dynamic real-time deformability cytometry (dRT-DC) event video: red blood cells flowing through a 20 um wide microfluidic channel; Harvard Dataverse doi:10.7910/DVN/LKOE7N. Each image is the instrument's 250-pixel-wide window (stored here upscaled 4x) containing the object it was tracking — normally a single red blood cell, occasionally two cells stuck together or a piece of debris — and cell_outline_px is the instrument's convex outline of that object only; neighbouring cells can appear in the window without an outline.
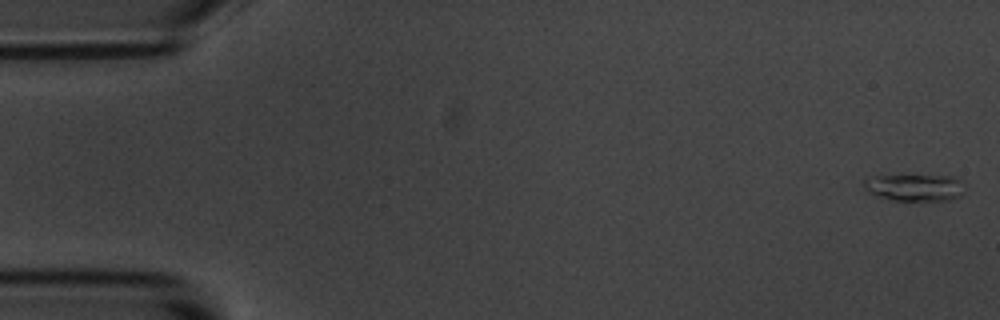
{"species": "common noctule bat (a hibernating species)", "species_latin": "Nyctalus noctula", "temperature_condition": "room temperature", "stored_images_in_passage": 16, "camera_frame_rate_fps": 3000, "um_per_image_px": 0.085, "animal": {"sex": "male", "body_mass_g": 20.1, "forearm_length_mm": 53.5}, "frame": {"image": 1, "passage_image": 1, "time_ms": 0.0, "image_size_px": [1000, 320], "cell_outline_px": [[960, 196], [948, 200], [896, 200], [880, 196], [868, 192], [864, 184], [864, 176], [952, 176], [960, 180]], "centroid_in_image_um": [77.68, 15.93], "position_along_channel_um": 7.3, "area_um2": 15.26}}